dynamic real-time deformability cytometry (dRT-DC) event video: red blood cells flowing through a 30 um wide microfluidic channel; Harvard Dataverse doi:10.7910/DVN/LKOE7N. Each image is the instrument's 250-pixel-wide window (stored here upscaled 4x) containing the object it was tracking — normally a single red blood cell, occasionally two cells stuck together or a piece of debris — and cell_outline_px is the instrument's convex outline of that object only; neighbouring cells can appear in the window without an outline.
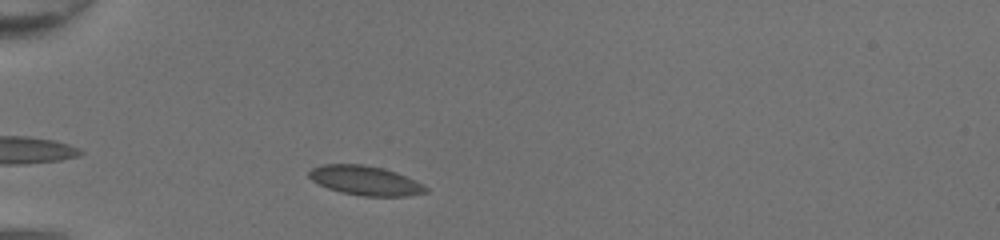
{"species": "common noctule bat (a hibernating species)", "species_latin": "Nyctalus noctula", "temperature_condition": "room temperature", "stored_images_in_passage": 31, "camera_frame_rate_fps": 3000, "um_per_image_px": 0.085, "animal": {"sex": "female", "body_mass_g": 20.0, "forearm_length_mm": 54.0}, "frame": {"image": 1, "passage_image": 4, "time_ms": 1.0, "image_size_px": [1000, 240], "cell_outline_px": [[428, 192], [408, 196], [364, 196], [340, 192], [328, 188], [312, 180], [308, 176], [308, 172], [312, 168], [324, 164], [364, 164], [384, 168], [396, 172], [416, 180], [424, 184], [428, 188]], "centroid_in_image_um": [31.08, 15.34], "position_along_channel_um": 53.9, "area_um2": 20.11}}
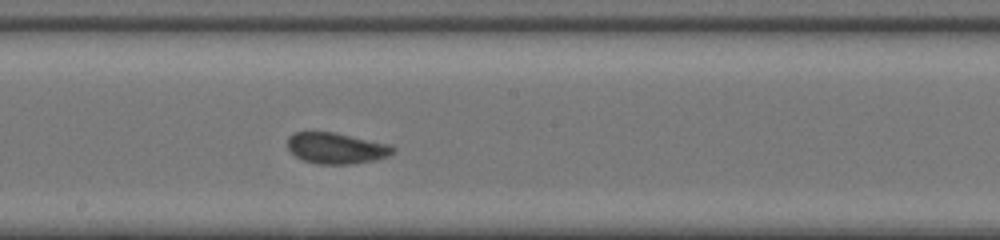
{"frame": {"image": 2, "passage_image": 17, "time_ms": 5.333, "image_size_px": [1000, 240], "cell_outline_px": [[396, 152], [388, 156], [376, 160], [352, 164], [316, 164], [304, 160], [296, 156], [288, 148], [288, 136], [292, 132], [336, 132], [392, 144], [396, 148]], "centroid_in_image_um": [28.64, 12.59], "position_along_channel_um": 219.6, "area_um2": 19.42}}
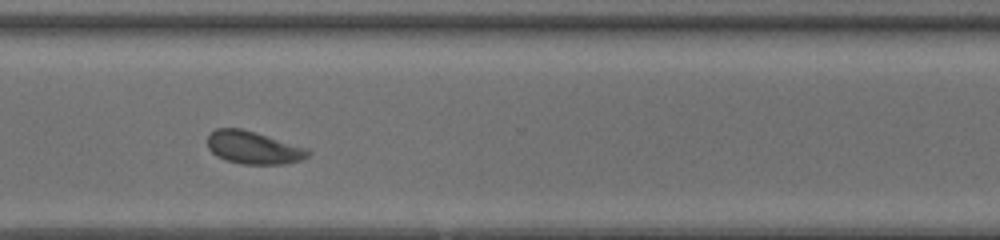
{"frame": {"image": 3, "passage_image": 26, "time_ms": 8.333, "image_size_px": [1000, 240], "cell_outline_px": [[312, 152], [308, 156], [300, 160], [284, 164], [244, 164], [224, 160], [216, 156], [208, 148], [208, 136], [216, 128], [240, 128], [308, 148]], "centroid_in_image_um": [21.54, 12.56], "position_along_channel_um": 349.1, "area_um2": 19.07}, "authors_computed_cell_mechanics": {"area_um2": 19.5364, "velocity_mm_per_s": 4.3142, "shape_relaxation_time_tau1_ms": 3.0613, "shape_relaxation_time_tau2_ms": null, "deformation_change_tau1": 0.0852, "deformation_change_tau2": null}}